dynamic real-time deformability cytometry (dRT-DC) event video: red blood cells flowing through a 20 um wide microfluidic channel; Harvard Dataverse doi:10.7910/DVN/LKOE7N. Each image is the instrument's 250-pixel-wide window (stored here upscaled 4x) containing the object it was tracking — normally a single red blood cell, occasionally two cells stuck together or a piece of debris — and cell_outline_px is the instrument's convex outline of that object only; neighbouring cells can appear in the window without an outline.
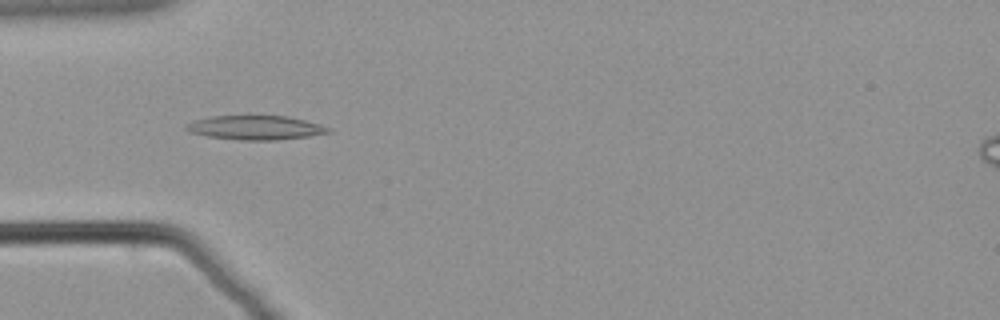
{"species": "common noctule bat (a hibernating species)", "species_latin": "Nyctalus noctula", "temperature_condition": "warm", "stored_images_in_passage": 58, "camera_frame_rate_fps": 3000, "um_per_image_px": 0.085, "animal": {"sex": "male", "body_mass_g": 21.5, "forearm_length_mm": 52.0}, "frame": {"image": 1, "passage_image": 18, "time_ms": 5.667, "image_size_px": [1000, 320], "cell_outline_px": [[332, 132], [308, 136], [276, 140], [240, 140], [208, 136], [188, 132], [184, 128], [184, 124], [192, 120], [212, 116], [248, 112], [288, 116], [320, 124], [332, 128]], "centroid_in_image_um": [21.66, 10.79], "position_along_channel_um": 63.3, "area_um2": 21.21}}
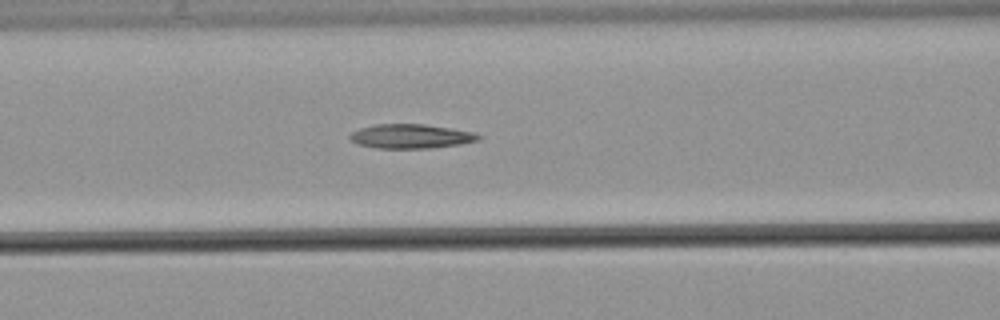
{"frame": {"image": 2, "passage_image": 24, "time_ms": 7.667, "image_size_px": [1000, 320], "cell_outline_px": [[484, 136], [480, 140], [460, 144], [432, 148], [376, 148], [360, 144], [348, 140], [348, 136], [352, 132], [360, 128], [372, 124], [424, 124], [472, 132]], "centroid_in_image_um": [34.91, 11.58], "position_along_channel_um": 131.7, "area_um2": 18.21}}
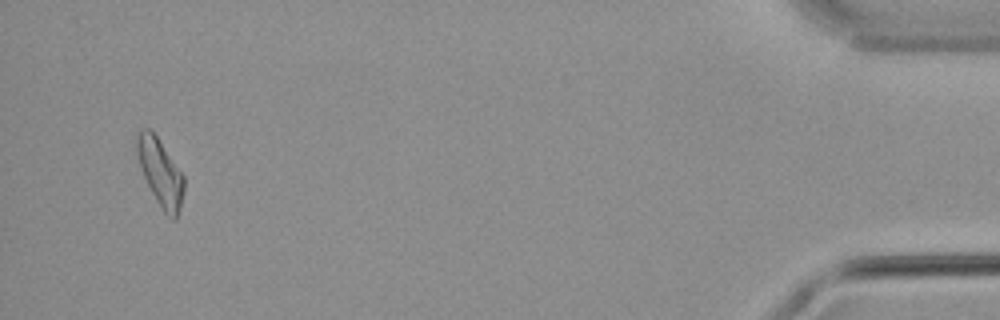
{"frame": {"image": 3, "passage_image": 56, "time_ms": 18.333, "image_size_px": [1000, 320], "cell_outline_px": [[184, 188], [176, 220], [172, 220], [164, 212], [156, 200], [144, 176], [136, 152], [136, 132], [140, 128], [148, 128], [156, 136], [184, 176]], "centroid_in_image_um": [13.61, 14.64], "position_along_channel_um": 421.6, "area_um2": 17.98}}